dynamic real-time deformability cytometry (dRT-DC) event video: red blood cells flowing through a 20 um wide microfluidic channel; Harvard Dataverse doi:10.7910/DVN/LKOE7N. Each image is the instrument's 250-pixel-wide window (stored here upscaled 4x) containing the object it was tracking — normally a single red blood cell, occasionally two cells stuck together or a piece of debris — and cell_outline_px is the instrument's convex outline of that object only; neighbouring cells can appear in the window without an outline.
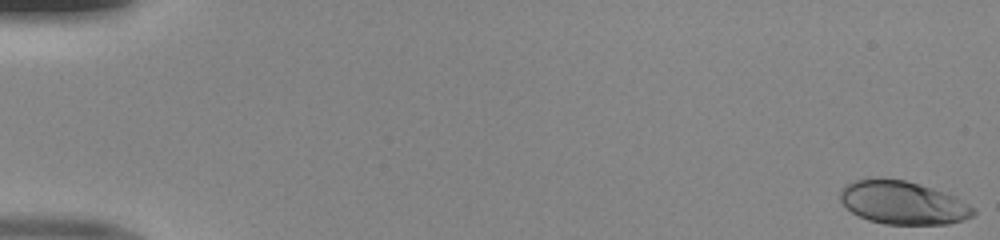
{"species": "human", "species_latin": "Homo sapiens", "temperature_condition": "room temperature", "stored_images_in_passage": 51, "camera_frame_rate_fps": 3000, "um_per_image_px": 0.085, "donor": {"sex": "male"}, "frame": {"image": 1, "passage_image": 1, "time_ms": 0.0, "image_size_px": [1000, 240], "cell_outline_px": [[976, 212], [972, 216], [964, 220], [948, 224], [884, 224], [868, 220], [852, 212], [840, 200], [840, 192], [844, 184], [856, 180], [876, 176], [880, 176], [904, 180], [920, 184], [956, 196], [968, 204]], "centroid_in_image_um": [76.72, 17.2], "position_along_channel_um": 8.3, "area_um2": 33.81}}
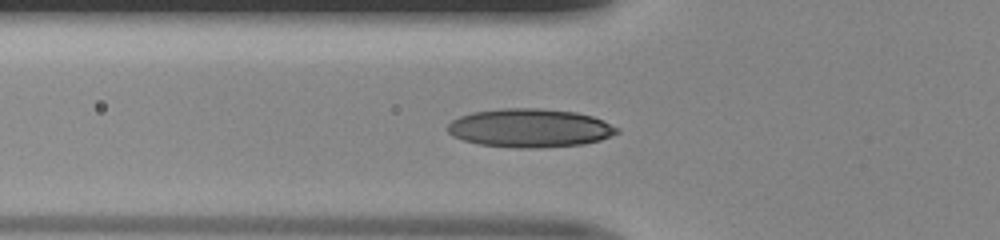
{"frame": {"image": 2, "passage_image": 19, "time_ms": 6.0, "image_size_px": [1000, 240], "cell_outline_px": [[620, 132], [600, 140], [584, 144], [540, 148], [516, 148], [480, 144], [464, 140], [452, 136], [448, 132], [448, 124], [452, 120], [460, 116], [472, 112], [500, 108], [540, 108], [576, 112], [592, 116], [620, 128]], "centroid_in_image_um": [45.04, 10.88], "position_along_channel_um": 80.8, "area_um2": 38.21}}
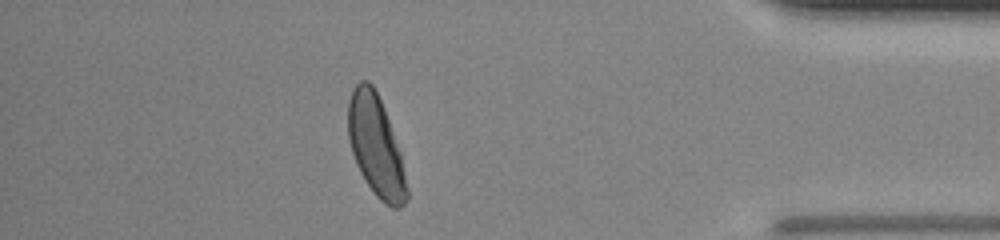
{"frame": {"image": 3, "passage_image": 45, "time_ms": 14.667, "image_size_px": [1000, 240], "cell_outline_px": [[408, 200], [400, 208], [392, 208], [384, 204], [376, 196], [360, 172], [356, 164], [352, 152], [348, 136], [348, 100], [352, 88], [360, 80], [368, 80], [372, 84], [384, 108], [400, 152], [408, 188]], "centroid_in_image_um": [31.94, 12.42], "position_along_channel_um": 403.3, "area_um2": 34.39}}